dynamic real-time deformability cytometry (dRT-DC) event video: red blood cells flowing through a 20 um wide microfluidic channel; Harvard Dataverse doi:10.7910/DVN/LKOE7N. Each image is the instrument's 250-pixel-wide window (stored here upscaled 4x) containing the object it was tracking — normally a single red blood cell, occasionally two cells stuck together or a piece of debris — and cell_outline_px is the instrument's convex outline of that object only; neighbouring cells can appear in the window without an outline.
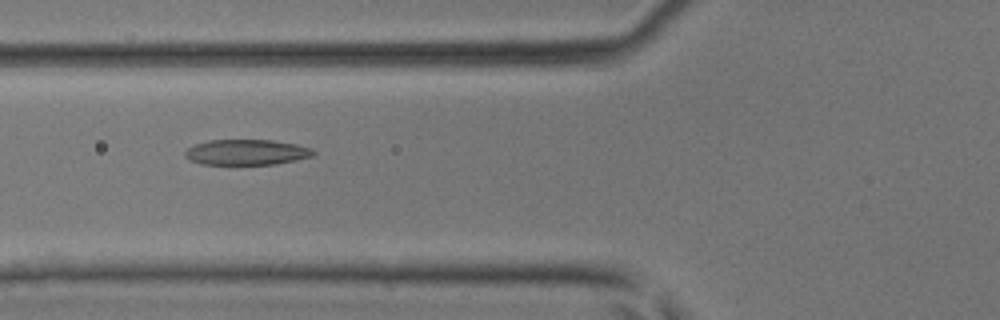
{"species": "common noctule bat (a hibernating species)", "species_latin": "Nyctalus noctula", "temperature_condition": "room temperature", "stored_images_in_passage": 37, "camera_frame_rate_fps": 3000, "um_per_image_px": 0.085, "animal": {"sex": "male", "body_mass_g": 17.9, "forearm_length_mm": 54.2}, "frame": {"image": 1, "passage_image": 10, "time_ms": 3.0, "image_size_px": [1000, 320], "cell_outline_px": [[316, 156], [276, 164], [200, 164], [188, 160], [184, 156], [184, 152], [188, 148], [196, 144], [208, 140], [272, 140], [296, 144], [312, 148], [316, 152]], "centroid_in_image_um": [20.98, 12.94], "position_along_channel_um": 104.8, "area_um2": 19.25}}
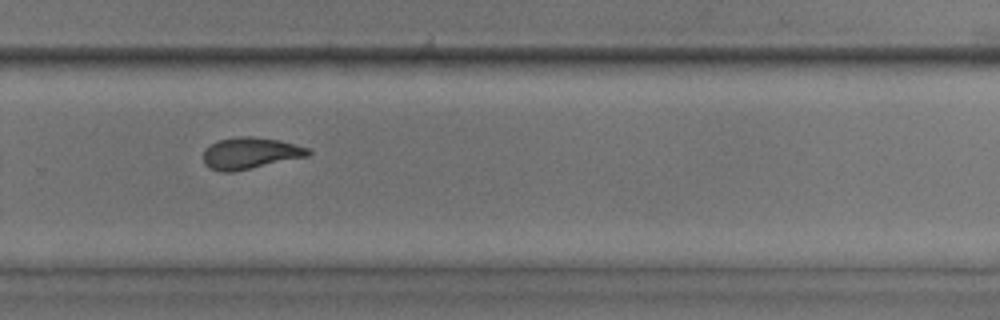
{"frame": {"image": 2, "passage_image": 23, "time_ms": 7.333, "image_size_px": [1000, 320], "cell_outline_px": [[312, 152], [308, 156], [232, 172], [220, 172], [208, 168], [204, 164], [204, 148], [220, 140], [240, 136], [252, 136], [280, 140], [308, 148]], "centroid_in_image_um": [21.25, 13.02], "position_along_channel_um": 308.6, "area_um2": 19.19}}
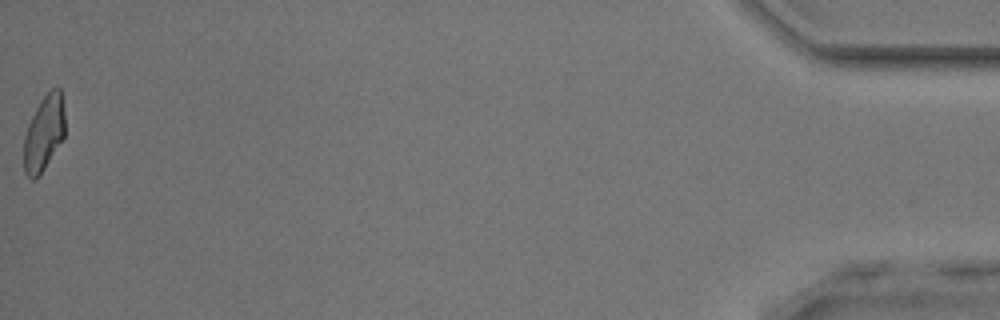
{"frame": {"image": 3, "passage_image": 37, "time_ms": 12.0, "image_size_px": [1000, 320], "cell_outline_px": [[64, 136], [40, 176], [36, 180], [32, 180], [24, 172], [24, 136], [28, 124], [40, 100], [52, 88], [60, 88], [64, 112]], "centroid_in_image_um": [3.72, 11.35], "position_along_channel_um": 431.5, "area_um2": 17.98}}